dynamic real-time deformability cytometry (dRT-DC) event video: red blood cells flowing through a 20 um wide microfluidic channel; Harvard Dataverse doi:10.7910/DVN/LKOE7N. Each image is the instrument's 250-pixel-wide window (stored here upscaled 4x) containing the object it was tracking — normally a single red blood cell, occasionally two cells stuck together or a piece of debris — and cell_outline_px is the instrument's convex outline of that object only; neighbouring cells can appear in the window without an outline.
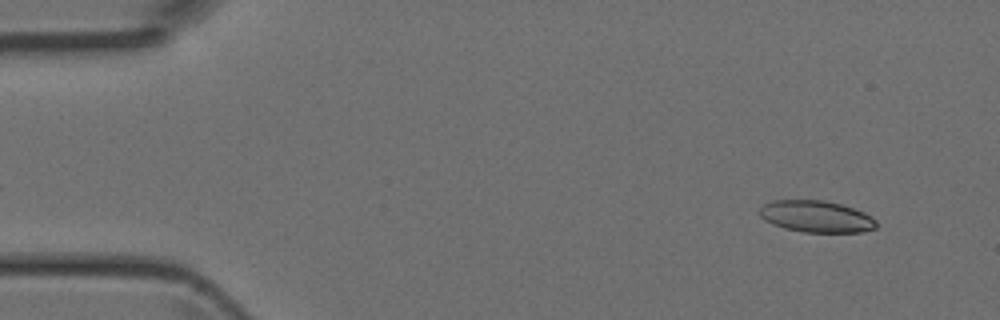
{"species": "Egyptian fruit bat (a non-hibernating species)", "species_latin": "Rousettus aegyptiacus", "temperature_condition": "room temperature", "stored_images_in_passage": 6, "camera_frame_rate_fps": 3000, "um_per_image_px": 0.085, "animal": {"sex": "female"}, "frame": {"image": 1, "passage_image": 1, "time_ms": 0.0, "image_size_px": [1000, 320], "cell_outline_px": [[876, 228], [860, 232], [804, 232], [784, 228], [772, 224], [764, 220], [756, 212], [764, 204], [772, 200], [824, 200], [840, 204], [864, 212], [872, 216], [876, 220]], "centroid_in_image_um": [69.35, 18.4], "position_along_channel_um": 15.7, "area_um2": 21.68}}
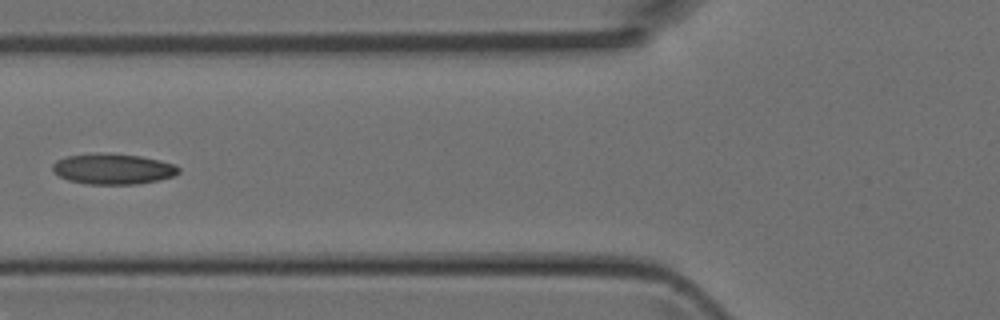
{"frame": {"image": 2, "passage_image": 5, "time_ms": 1.333, "image_size_px": [1000, 320], "cell_outline_px": [[180, 172], [172, 176], [160, 180], [136, 184], [88, 184], [68, 180], [60, 176], [52, 168], [52, 164], [56, 160], [68, 156], [96, 152], [104, 152], [140, 156], [160, 160], [176, 164], [180, 168]], "centroid_in_image_um": [9.63, 14.34], "position_along_channel_um": 116.2, "area_um2": 22.66}}
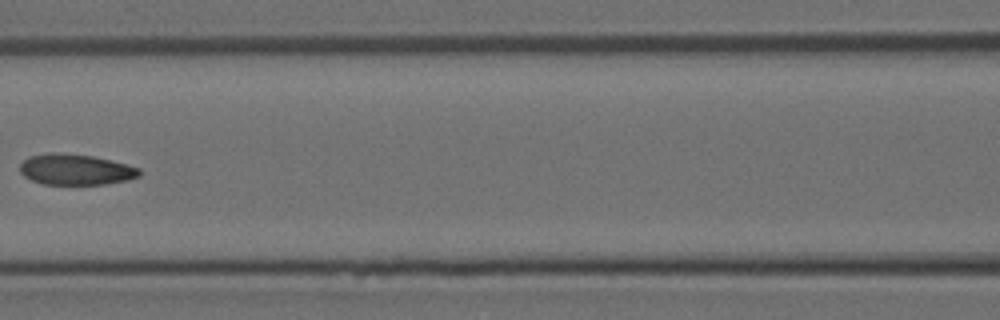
{"frame": {"image": 3, "passage_image": 6, "time_ms": 1.667, "image_size_px": [1000, 320], "cell_outline_px": [[140, 176], [128, 180], [104, 184], [44, 184], [32, 180], [24, 176], [20, 172], [20, 164], [28, 156], [92, 156], [128, 164], [140, 168]], "centroid_in_image_um": [6.5, 14.46], "position_along_channel_um": 160.1, "area_um2": 20.46}}